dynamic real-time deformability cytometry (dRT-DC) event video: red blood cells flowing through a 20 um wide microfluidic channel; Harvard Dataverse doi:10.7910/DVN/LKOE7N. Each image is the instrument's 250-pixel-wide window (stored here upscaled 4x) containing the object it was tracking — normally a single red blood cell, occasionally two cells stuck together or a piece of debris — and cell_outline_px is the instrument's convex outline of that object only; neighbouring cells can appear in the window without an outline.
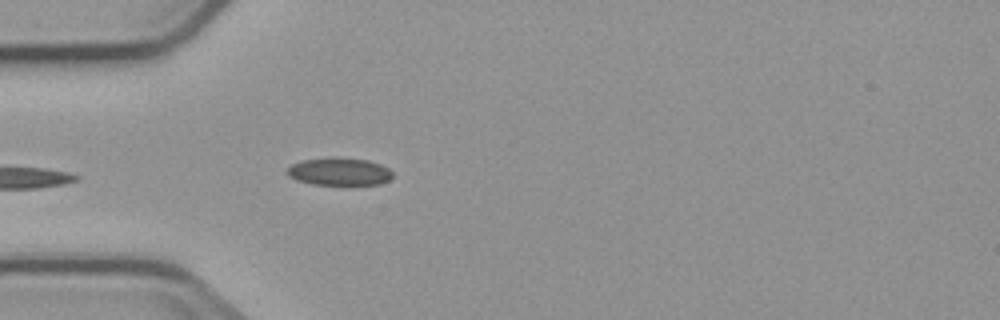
{"species": "common noctule bat (a hibernating species)", "species_latin": "Nyctalus noctula", "temperature_condition": "cold", "stored_images_in_passage": 4, "camera_frame_rate_fps": 3000, "um_per_image_px": 0.085, "animal": {"sex": "male", "body_mass_g": 23.1, "forearm_length_mm": 52.7}, "frame": {"image": 1, "passage_image": 4, "time_ms": 3.667, "image_size_px": [1000, 320], "cell_outline_px": [[392, 176], [388, 180], [380, 184], [312, 184], [296, 180], [288, 176], [284, 172], [292, 164], [300, 160], [328, 156], [340, 156], [368, 160], [380, 164], [388, 168], [392, 172]], "centroid_in_image_um": [28.78, 14.55], "position_along_channel_um": 56.2, "area_um2": 17.34}}